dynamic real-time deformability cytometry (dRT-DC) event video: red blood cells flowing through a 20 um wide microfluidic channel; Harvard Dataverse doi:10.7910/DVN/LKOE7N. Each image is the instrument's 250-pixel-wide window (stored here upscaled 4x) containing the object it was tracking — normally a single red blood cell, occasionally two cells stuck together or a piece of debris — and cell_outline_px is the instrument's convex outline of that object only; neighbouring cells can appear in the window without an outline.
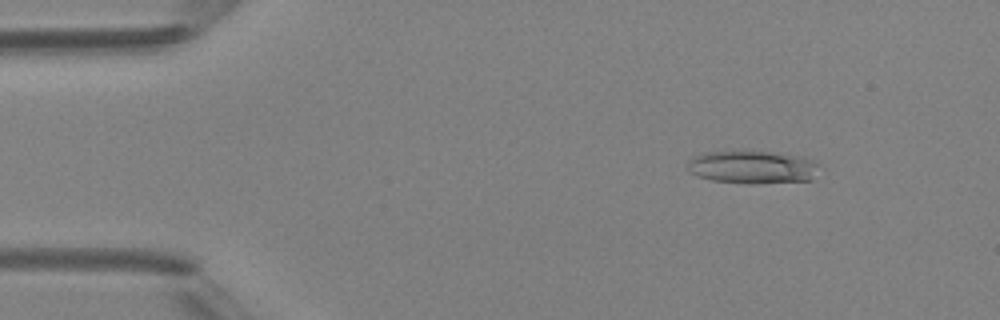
{"species": "Egyptian fruit bat (a non-hibernating species)", "species_latin": "Rousettus aegyptiacus", "temperature_condition": "room temperature", "stored_images_in_passage": 3, "camera_frame_rate_fps": 3000, "um_per_image_px": 0.085, "animal": {"sex": "female"}, "frame": {"image": 1, "passage_image": 2, "time_ms": 1.0, "image_size_px": [1000, 320], "cell_outline_px": [[816, 164], [812, 180], [752, 184], [748, 184], [712, 180], [696, 176], [688, 168], [688, 160], [692, 156], [704, 152], [768, 152], [804, 156]], "centroid_in_image_um": [63.9, 14.22], "position_along_channel_um": 21.1, "area_um2": 24.91}}